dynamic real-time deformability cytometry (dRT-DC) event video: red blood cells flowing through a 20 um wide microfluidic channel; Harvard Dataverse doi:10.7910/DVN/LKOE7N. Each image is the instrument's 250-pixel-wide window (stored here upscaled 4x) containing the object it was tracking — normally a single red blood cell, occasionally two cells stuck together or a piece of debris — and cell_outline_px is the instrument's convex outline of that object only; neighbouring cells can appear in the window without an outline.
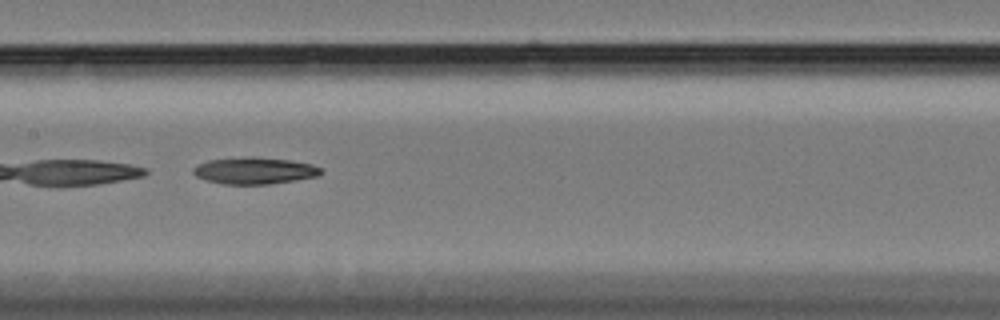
{"species": "Egyptian fruit bat (a non-hibernating species)", "species_latin": "Rousettus aegyptiacus", "temperature_condition": "cold", "stored_images_in_passage": 24, "camera_frame_rate_fps": 3000, "um_per_image_px": 0.085, "animal": {"sex": "female"}, "frame": {"image": 1, "passage_image": 11, "time_ms": 3.333, "image_size_px": [1000, 320], "cell_outline_px": [[324, 172], [320, 176], [296, 180], [268, 184], [220, 184], [204, 180], [196, 176], [192, 172], [192, 168], [208, 160], [252, 156], [288, 160], [312, 164], [320, 168]], "centroid_in_image_um": [21.63, 14.51], "position_along_channel_um": 185.8, "area_um2": 20.0}}
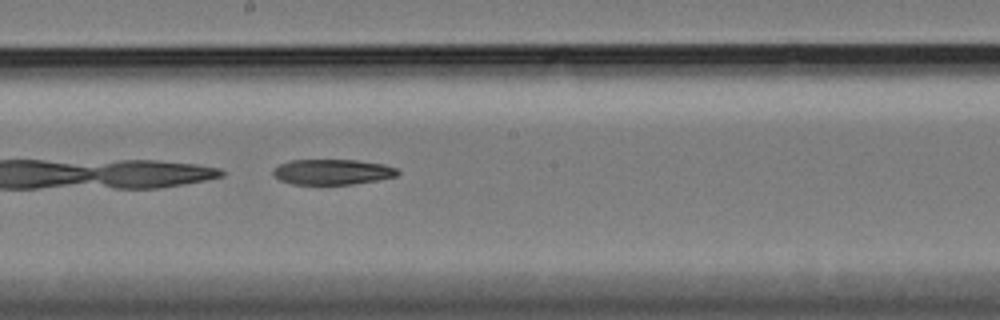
{"frame": {"image": 2, "passage_image": 14, "time_ms": 4.333, "image_size_px": [1000, 320], "cell_outline_px": [[400, 172], [396, 176], [376, 180], [352, 184], [292, 184], [280, 180], [272, 172], [272, 168], [288, 160], [356, 160], [384, 164], [396, 168]], "centroid_in_image_um": [28.23, 14.6], "position_along_channel_um": 220.0, "area_um2": 18.38}}
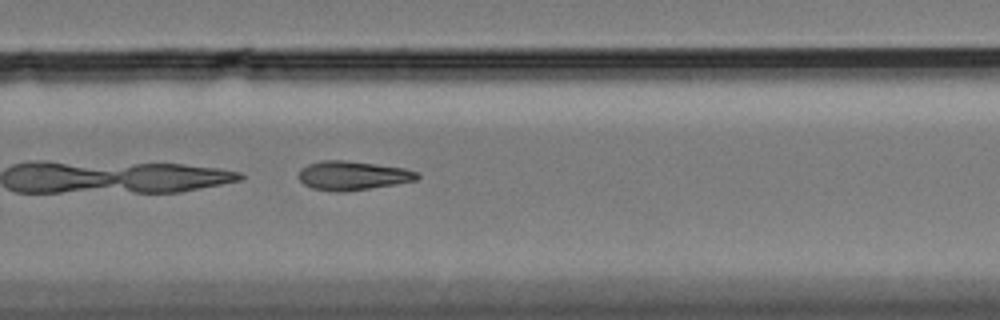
{"frame": {"image": 3, "passage_image": 21, "time_ms": 6.667, "image_size_px": [1000, 320], "cell_outline_px": [[420, 176], [416, 180], [348, 192], [336, 192], [312, 188], [304, 184], [296, 176], [300, 168], [308, 164], [320, 160], [344, 160], [376, 164], [404, 168], [420, 172]], "centroid_in_image_um": [29.94, 14.92], "position_along_channel_um": 299.9, "area_um2": 20.23}}